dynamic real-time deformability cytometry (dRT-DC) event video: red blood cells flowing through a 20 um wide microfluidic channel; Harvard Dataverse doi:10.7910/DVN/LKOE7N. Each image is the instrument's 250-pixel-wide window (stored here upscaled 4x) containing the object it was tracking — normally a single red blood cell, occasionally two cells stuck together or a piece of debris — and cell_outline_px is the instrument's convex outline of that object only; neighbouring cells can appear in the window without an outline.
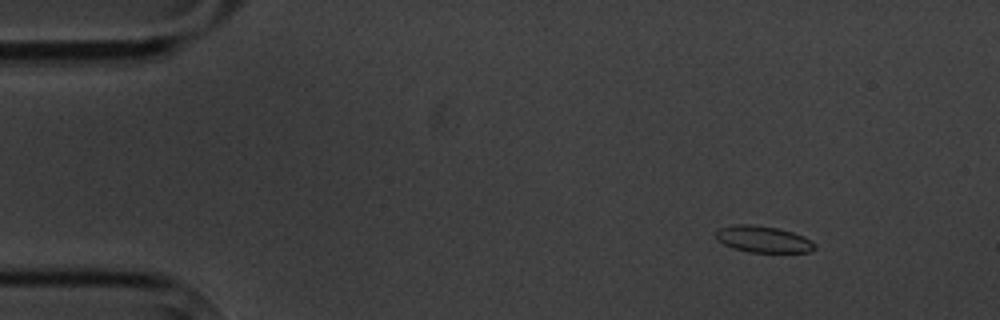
{"species": "common noctule bat (a hibernating species)", "species_latin": "Nyctalus noctula", "temperature_condition": "cold", "stored_images_in_passage": 4, "camera_frame_rate_fps": 3000, "um_per_image_px": 0.085, "animal": {"sex": "male", "body_mass_g": 20.1, "forearm_length_mm": 53.5}, "frame": {"image": 1, "passage_image": 2, "time_ms": 1.0, "image_size_px": [1000, 320], "cell_outline_px": [[816, 248], [808, 252], [748, 252], [732, 248], [716, 240], [716, 232], [720, 228], [732, 224], [752, 224], [780, 228], [804, 236], [812, 240], [816, 244]], "centroid_in_image_um": [64.87, 20.33], "position_along_channel_um": 20.1, "area_um2": 15.49}}
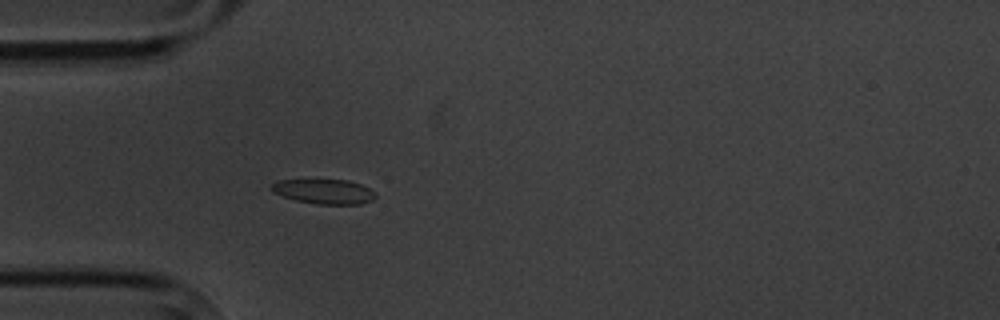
{"frame": {"image": 2, "passage_image": 4, "time_ms": 4.333, "image_size_px": [1000, 320], "cell_outline_px": [[376, 196], [372, 200], [360, 204], [316, 204], [296, 200], [272, 192], [272, 184], [276, 180], [348, 180], [360, 184], [376, 192]], "centroid_in_image_um": [27.56, 16.28], "position_along_channel_um": 57.4, "area_um2": 14.85}}